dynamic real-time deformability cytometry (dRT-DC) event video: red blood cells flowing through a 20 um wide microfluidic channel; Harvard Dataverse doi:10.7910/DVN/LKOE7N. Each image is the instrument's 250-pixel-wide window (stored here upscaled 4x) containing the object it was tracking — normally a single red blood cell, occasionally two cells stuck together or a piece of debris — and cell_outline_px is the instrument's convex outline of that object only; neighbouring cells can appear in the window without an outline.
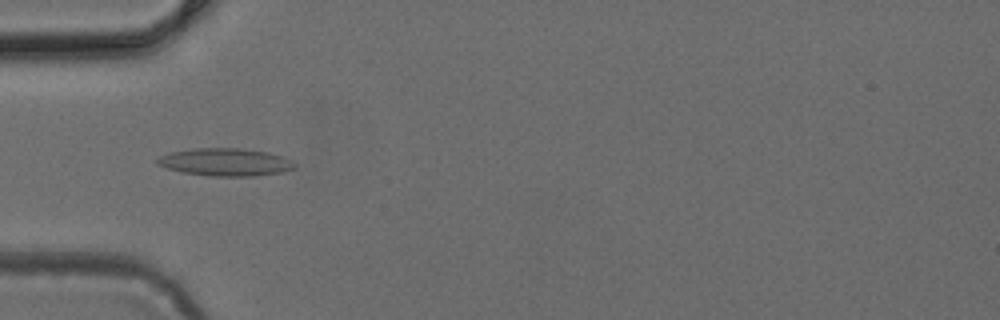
{"species": "common noctule bat (a hibernating species)", "species_latin": "Nyctalus noctula", "temperature_condition": "cold", "stored_images_in_passage": 48, "camera_frame_rate_fps": 3000, "um_per_image_px": 0.085, "animal": {"sex": "female", "body_mass_g": 24.6, "forearm_length_mm": 56.2}, "frame": {"image": 1, "passage_image": 15, "time_ms": 4.667, "image_size_px": [1000, 320], "cell_outline_px": [[296, 168], [284, 172], [252, 176], [208, 176], [184, 172], [168, 168], [156, 164], [156, 156], [168, 152], [196, 148], [240, 148], [268, 152], [284, 156], [292, 160], [296, 164]], "centroid_in_image_um": [19.17, 13.77], "position_along_channel_um": 65.8, "area_um2": 22.43}}
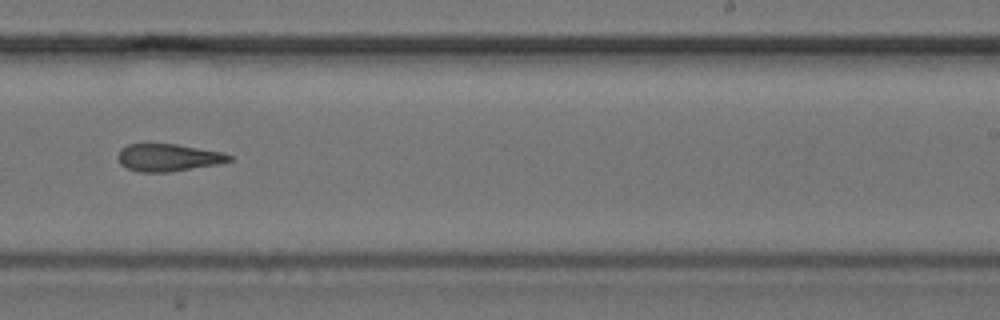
{"frame": {"image": 2, "passage_image": 30, "time_ms": 9.667, "image_size_px": [1000, 320], "cell_outline_px": [[232, 160], [220, 164], [168, 172], [140, 172], [128, 168], [120, 164], [116, 156], [128, 144], [176, 144], [224, 152], [232, 156]], "centroid_in_image_um": [14.34, 13.39], "position_along_channel_um": 274.7, "area_um2": 17.74}}
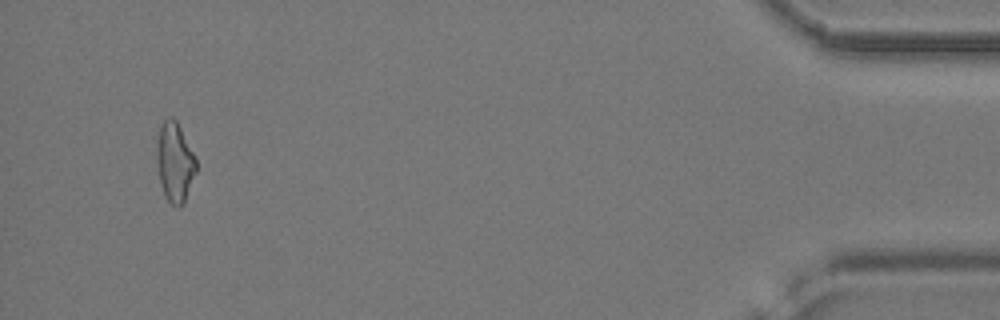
{"frame": {"image": 3, "passage_image": 46, "time_ms": 15.0, "image_size_px": [1000, 320], "cell_outline_px": [[196, 172], [184, 204], [180, 208], [176, 208], [164, 196], [160, 184], [156, 160], [156, 144], [160, 128], [164, 120], [168, 116], [172, 116], [176, 120], [196, 160]], "centroid_in_image_um": [14.84, 13.83], "position_along_channel_um": 420.4, "area_um2": 18.32}}